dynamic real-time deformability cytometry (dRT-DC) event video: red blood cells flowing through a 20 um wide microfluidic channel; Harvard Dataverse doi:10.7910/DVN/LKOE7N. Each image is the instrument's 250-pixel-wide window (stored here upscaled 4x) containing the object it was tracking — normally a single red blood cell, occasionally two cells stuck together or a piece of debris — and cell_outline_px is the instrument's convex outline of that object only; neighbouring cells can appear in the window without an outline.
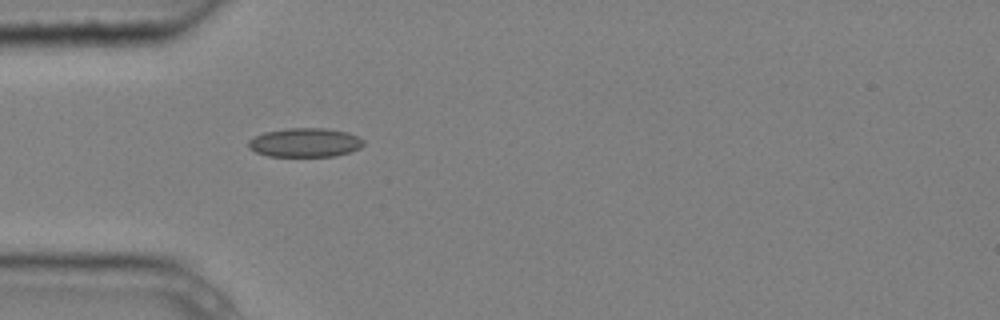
{"species": "common noctule bat (a hibernating species)", "species_latin": "Nyctalus noctula", "temperature_condition": "cold", "stored_images_in_passage": 1, "camera_frame_rate_fps": 3000, "um_per_image_px": 0.085, "animal": {"sex": "male", "body_mass_g": 20.4}, "frame": {"image": 1, "passage_image": 1, "time_ms": 0.0, "image_size_px": [1000, 320], "cell_outline_px": [[364, 144], [360, 148], [352, 152], [336, 156], [268, 156], [256, 152], [248, 148], [248, 140], [264, 132], [288, 128], [324, 128], [348, 132], [364, 140]], "centroid_in_image_um": [25.94, 12.12], "position_along_channel_um": 59.1, "area_um2": 19.54}}